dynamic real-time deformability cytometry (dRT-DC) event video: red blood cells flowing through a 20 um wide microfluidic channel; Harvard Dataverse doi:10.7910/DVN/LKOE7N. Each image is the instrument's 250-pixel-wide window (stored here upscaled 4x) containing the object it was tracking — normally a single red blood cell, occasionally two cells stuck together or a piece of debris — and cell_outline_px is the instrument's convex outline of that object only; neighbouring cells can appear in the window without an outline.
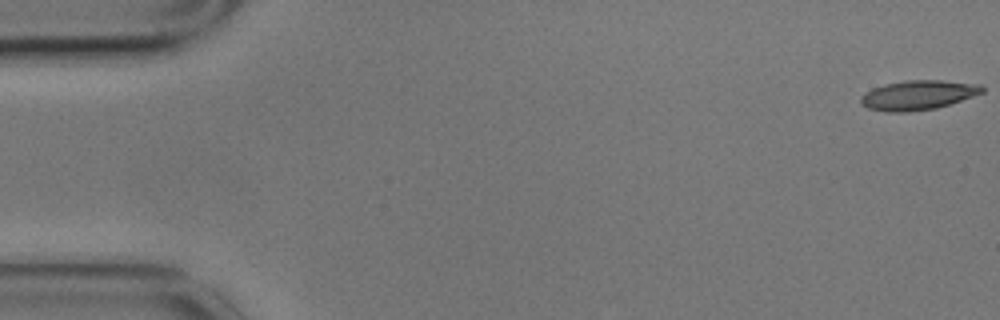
{"species": "common noctule bat (a hibernating species)", "species_latin": "Nyctalus noctula", "temperature_condition": "cold", "stored_images_in_passage": 2, "camera_frame_rate_fps": 3000, "um_per_image_px": 0.085, "animal": {"sex": "male", "body_mass_g": 17.9}, "frame": {"image": 1, "passage_image": 2, "time_ms": 0.333, "image_size_px": [1000, 320], "cell_outline_px": [[984, 92], [936, 108], [908, 112], [884, 112], [868, 108], [860, 104], [860, 96], [872, 88], [884, 84], [904, 80], [940, 80], [980, 84], [984, 88]], "centroid_in_image_um": [77.98, 8.08], "position_along_channel_um": 7.0, "area_um2": 20.92}}